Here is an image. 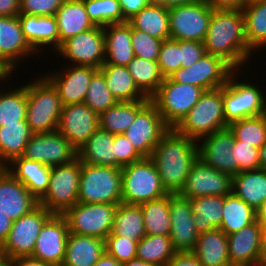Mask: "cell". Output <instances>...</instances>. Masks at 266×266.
<instances>
[{
    "mask_svg": "<svg viewBox=\"0 0 266 266\" xmlns=\"http://www.w3.org/2000/svg\"><path fill=\"white\" fill-rule=\"evenodd\" d=\"M163 187L176 194L183 188L193 164L199 158L198 142L170 128L150 156Z\"/></svg>",
    "mask_w": 266,
    "mask_h": 266,
    "instance_id": "1",
    "label": "cell"
},
{
    "mask_svg": "<svg viewBox=\"0 0 266 266\" xmlns=\"http://www.w3.org/2000/svg\"><path fill=\"white\" fill-rule=\"evenodd\" d=\"M208 54L223 58L236 71L252 57L242 10H213L203 41Z\"/></svg>",
    "mask_w": 266,
    "mask_h": 266,
    "instance_id": "2",
    "label": "cell"
},
{
    "mask_svg": "<svg viewBox=\"0 0 266 266\" xmlns=\"http://www.w3.org/2000/svg\"><path fill=\"white\" fill-rule=\"evenodd\" d=\"M27 83L26 122L33 133L57 131L62 103L54 86L43 76Z\"/></svg>",
    "mask_w": 266,
    "mask_h": 266,
    "instance_id": "3",
    "label": "cell"
},
{
    "mask_svg": "<svg viewBox=\"0 0 266 266\" xmlns=\"http://www.w3.org/2000/svg\"><path fill=\"white\" fill-rule=\"evenodd\" d=\"M228 127L223 109V87L205 91L182 121L174 128L197 142Z\"/></svg>",
    "mask_w": 266,
    "mask_h": 266,
    "instance_id": "4",
    "label": "cell"
},
{
    "mask_svg": "<svg viewBox=\"0 0 266 266\" xmlns=\"http://www.w3.org/2000/svg\"><path fill=\"white\" fill-rule=\"evenodd\" d=\"M78 202L120 204L122 169L81 162Z\"/></svg>",
    "mask_w": 266,
    "mask_h": 266,
    "instance_id": "5",
    "label": "cell"
},
{
    "mask_svg": "<svg viewBox=\"0 0 266 266\" xmlns=\"http://www.w3.org/2000/svg\"><path fill=\"white\" fill-rule=\"evenodd\" d=\"M122 202L140 205L168 195L150 157L122 168Z\"/></svg>",
    "mask_w": 266,
    "mask_h": 266,
    "instance_id": "6",
    "label": "cell"
},
{
    "mask_svg": "<svg viewBox=\"0 0 266 266\" xmlns=\"http://www.w3.org/2000/svg\"><path fill=\"white\" fill-rule=\"evenodd\" d=\"M204 92L199 86L180 84L166 77L150 100L157 107L164 123L169 128H175Z\"/></svg>",
    "mask_w": 266,
    "mask_h": 266,
    "instance_id": "7",
    "label": "cell"
},
{
    "mask_svg": "<svg viewBox=\"0 0 266 266\" xmlns=\"http://www.w3.org/2000/svg\"><path fill=\"white\" fill-rule=\"evenodd\" d=\"M81 161L51 167L49 187L39 204L52 214L63 215L78 202Z\"/></svg>",
    "mask_w": 266,
    "mask_h": 266,
    "instance_id": "8",
    "label": "cell"
},
{
    "mask_svg": "<svg viewBox=\"0 0 266 266\" xmlns=\"http://www.w3.org/2000/svg\"><path fill=\"white\" fill-rule=\"evenodd\" d=\"M237 72L223 86L224 117L228 125L243 118L266 113V96L263 95V90L244 80L239 83Z\"/></svg>",
    "mask_w": 266,
    "mask_h": 266,
    "instance_id": "9",
    "label": "cell"
},
{
    "mask_svg": "<svg viewBox=\"0 0 266 266\" xmlns=\"http://www.w3.org/2000/svg\"><path fill=\"white\" fill-rule=\"evenodd\" d=\"M118 204L77 202L63 216L70 233L106 239L111 233Z\"/></svg>",
    "mask_w": 266,
    "mask_h": 266,
    "instance_id": "10",
    "label": "cell"
},
{
    "mask_svg": "<svg viewBox=\"0 0 266 266\" xmlns=\"http://www.w3.org/2000/svg\"><path fill=\"white\" fill-rule=\"evenodd\" d=\"M212 12L204 0L168 8L170 38L203 42Z\"/></svg>",
    "mask_w": 266,
    "mask_h": 266,
    "instance_id": "11",
    "label": "cell"
},
{
    "mask_svg": "<svg viewBox=\"0 0 266 266\" xmlns=\"http://www.w3.org/2000/svg\"><path fill=\"white\" fill-rule=\"evenodd\" d=\"M235 71L223 58L205 53L197 62L189 67H180L169 78L207 91L223 87Z\"/></svg>",
    "mask_w": 266,
    "mask_h": 266,
    "instance_id": "12",
    "label": "cell"
},
{
    "mask_svg": "<svg viewBox=\"0 0 266 266\" xmlns=\"http://www.w3.org/2000/svg\"><path fill=\"white\" fill-rule=\"evenodd\" d=\"M52 215L50 211L39 204L28 214L14 220L1 249L11 260L32 256L41 228Z\"/></svg>",
    "mask_w": 266,
    "mask_h": 266,
    "instance_id": "13",
    "label": "cell"
},
{
    "mask_svg": "<svg viewBox=\"0 0 266 266\" xmlns=\"http://www.w3.org/2000/svg\"><path fill=\"white\" fill-rule=\"evenodd\" d=\"M70 65L92 66L100 69L105 58V37L103 27L94 26L64 41L55 51Z\"/></svg>",
    "mask_w": 266,
    "mask_h": 266,
    "instance_id": "14",
    "label": "cell"
},
{
    "mask_svg": "<svg viewBox=\"0 0 266 266\" xmlns=\"http://www.w3.org/2000/svg\"><path fill=\"white\" fill-rule=\"evenodd\" d=\"M21 157L53 167L75 160L77 150L58 131L33 133Z\"/></svg>",
    "mask_w": 266,
    "mask_h": 266,
    "instance_id": "15",
    "label": "cell"
},
{
    "mask_svg": "<svg viewBox=\"0 0 266 266\" xmlns=\"http://www.w3.org/2000/svg\"><path fill=\"white\" fill-rule=\"evenodd\" d=\"M169 129L157 107L150 101L123 134L142 157H150L161 137Z\"/></svg>",
    "mask_w": 266,
    "mask_h": 266,
    "instance_id": "16",
    "label": "cell"
},
{
    "mask_svg": "<svg viewBox=\"0 0 266 266\" xmlns=\"http://www.w3.org/2000/svg\"><path fill=\"white\" fill-rule=\"evenodd\" d=\"M232 185V176L215 170L198 158L178 194L188 199L209 195L224 197L232 193Z\"/></svg>",
    "mask_w": 266,
    "mask_h": 266,
    "instance_id": "17",
    "label": "cell"
},
{
    "mask_svg": "<svg viewBox=\"0 0 266 266\" xmlns=\"http://www.w3.org/2000/svg\"><path fill=\"white\" fill-rule=\"evenodd\" d=\"M69 233L66 218L53 214L42 226L31 257L51 266H61Z\"/></svg>",
    "mask_w": 266,
    "mask_h": 266,
    "instance_id": "18",
    "label": "cell"
},
{
    "mask_svg": "<svg viewBox=\"0 0 266 266\" xmlns=\"http://www.w3.org/2000/svg\"><path fill=\"white\" fill-rule=\"evenodd\" d=\"M99 128V115L84 102L62 107L57 131L78 151Z\"/></svg>",
    "mask_w": 266,
    "mask_h": 266,
    "instance_id": "19",
    "label": "cell"
},
{
    "mask_svg": "<svg viewBox=\"0 0 266 266\" xmlns=\"http://www.w3.org/2000/svg\"><path fill=\"white\" fill-rule=\"evenodd\" d=\"M199 141H202L198 142L199 158L205 164L232 177L239 173V167L234 162L232 154L235 137L229 127L205 136Z\"/></svg>",
    "mask_w": 266,
    "mask_h": 266,
    "instance_id": "20",
    "label": "cell"
},
{
    "mask_svg": "<svg viewBox=\"0 0 266 266\" xmlns=\"http://www.w3.org/2000/svg\"><path fill=\"white\" fill-rule=\"evenodd\" d=\"M60 70L61 72L44 74V77L57 90L62 105L83 103L88 85L99 69L92 66L67 65L66 68Z\"/></svg>",
    "mask_w": 266,
    "mask_h": 266,
    "instance_id": "21",
    "label": "cell"
},
{
    "mask_svg": "<svg viewBox=\"0 0 266 266\" xmlns=\"http://www.w3.org/2000/svg\"><path fill=\"white\" fill-rule=\"evenodd\" d=\"M170 239L176 252H192L197 242L194 214L188 198L169 193Z\"/></svg>",
    "mask_w": 266,
    "mask_h": 266,
    "instance_id": "22",
    "label": "cell"
},
{
    "mask_svg": "<svg viewBox=\"0 0 266 266\" xmlns=\"http://www.w3.org/2000/svg\"><path fill=\"white\" fill-rule=\"evenodd\" d=\"M39 201L5 167H0V208L13 221L28 214Z\"/></svg>",
    "mask_w": 266,
    "mask_h": 266,
    "instance_id": "23",
    "label": "cell"
},
{
    "mask_svg": "<svg viewBox=\"0 0 266 266\" xmlns=\"http://www.w3.org/2000/svg\"><path fill=\"white\" fill-rule=\"evenodd\" d=\"M263 231L255 221L227 235L229 260L232 266H257L262 249Z\"/></svg>",
    "mask_w": 266,
    "mask_h": 266,
    "instance_id": "24",
    "label": "cell"
},
{
    "mask_svg": "<svg viewBox=\"0 0 266 266\" xmlns=\"http://www.w3.org/2000/svg\"><path fill=\"white\" fill-rule=\"evenodd\" d=\"M35 51L26 41L18 16H0V59L15 71L22 57ZM15 69V70H14Z\"/></svg>",
    "mask_w": 266,
    "mask_h": 266,
    "instance_id": "25",
    "label": "cell"
},
{
    "mask_svg": "<svg viewBox=\"0 0 266 266\" xmlns=\"http://www.w3.org/2000/svg\"><path fill=\"white\" fill-rule=\"evenodd\" d=\"M18 17L23 35L36 54L41 52L45 46L55 49V53L59 48V33L55 16L19 14Z\"/></svg>",
    "mask_w": 266,
    "mask_h": 266,
    "instance_id": "26",
    "label": "cell"
},
{
    "mask_svg": "<svg viewBox=\"0 0 266 266\" xmlns=\"http://www.w3.org/2000/svg\"><path fill=\"white\" fill-rule=\"evenodd\" d=\"M5 168L39 201L49 187L51 167L24 157L15 158Z\"/></svg>",
    "mask_w": 266,
    "mask_h": 266,
    "instance_id": "27",
    "label": "cell"
},
{
    "mask_svg": "<svg viewBox=\"0 0 266 266\" xmlns=\"http://www.w3.org/2000/svg\"><path fill=\"white\" fill-rule=\"evenodd\" d=\"M105 37L104 64L127 66L134 58L131 25L128 22L103 27Z\"/></svg>",
    "mask_w": 266,
    "mask_h": 266,
    "instance_id": "28",
    "label": "cell"
},
{
    "mask_svg": "<svg viewBox=\"0 0 266 266\" xmlns=\"http://www.w3.org/2000/svg\"><path fill=\"white\" fill-rule=\"evenodd\" d=\"M104 252V239L69 233L61 266H93Z\"/></svg>",
    "mask_w": 266,
    "mask_h": 266,
    "instance_id": "29",
    "label": "cell"
},
{
    "mask_svg": "<svg viewBox=\"0 0 266 266\" xmlns=\"http://www.w3.org/2000/svg\"><path fill=\"white\" fill-rule=\"evenodd\" d=\"M114 134L98 128L77 151V158L85 164L122 168L116 160Z\"/></svg>",
    "mask_w": 266,
    "mask_h": 266,
    "instance_id": "30",
    "label": "cell"
},
{
    "mask_svg": "<svg viewBox=\"0 0 266 266\" xmlns=\"http://www.w3.org/2000/svg\"><path fill=\"white\" fill-rule=\"evenodd\" d=\"M54 16L59 33V47L69 38L94 27L82 0H65Z\"/></svg>",
    "mask_w": 266,
    "mask_h": 266,
    "instance_id": "31",
    "label": "cell"
},
{
    "mask_svg": "<svg viewBox=\"0 0 266 266\" xmlns=\"http://www.w3.org/2000/svg\"><path fill=\"white\" fill-rule=\"evenodd\" d=\"M192 253L204 266H232L227 235L219 228L199 234Z\"/></svg>",
    "mask_w": 266,
    "mask_h": 266,
    "instance_id": "32",
    "label": "cell"
},
{
    "mask_svg": "<svg viewBox=\"0 0 266 266\" xmlns=\"http://www.w3.org/2000/svg\"><path fill=\"white\" fill-rule=\"evenodd\" d=\"M232 192L256 211L266 200V170L259 168L236 174Z\"/></svg>",
    "mask_w": 266,
    "mask_h": 266,
    "instance_id": "33",
    "label": "cell"
},
{
    "mask_svg": "<svg viewBox=\"0 0 266 266\" xmlns=\"http://www.w3.org/2000/svg\"><path fill=\"white\" fill-rule=\"evenodd\" d=\"M150 101H118L99 115V128L114 135L123 134Z\"/></svg>",
    "mask_w": 266,
    "mask_h": 266,
    "instance_id": "34",
    "label": "cell"
},
{
    "mask_svg": "<svg viewBox=\"0 0 266 266\" xmlns=\"http://www.w3.org/2000/svg\"><path fill=\"white\" fill-rule=\"evenodd\" d=\"M110 93L117 101L150 100L135 85L127 66L103 64L99 69Z\"/></svg>",
    "mask_w": 266,
    "mask_h": 266,
    "instance_id": "35",
    "label": "cell"
},
{
    "mask_svg": "<svg viewBox=\"0 0 266 266\" xmlns=\"http://www.w3.org/2000/svg\"><path fill=\"white\" fill-rule=\"evenodd\" d=\"M32 134L26 120L0 127V167L22 156Z\"/></svg>",
    "mask_w": 266,
    "mask_h": 266,
    "instance_id": "36",
    "label": "cell"
},
{
    "mask_svg": "<svg viewBox=\"0 0 266 266\" xmlns=\"http://www.w3.org/2000/svg\"><path fill=\"white\" fill-rule=\"evenodd\" d=\"M128 23L132 28L144 31L160 40L170 38L168 8L154 1L141 9Z\"/></svg>",
    "mask_w": 266,
    "mask_h": 266,
    "instance_id": "37",
    "label": "cell"
},
{
    "mask_svg": "<svg viewBox=\"0 0 266 266\" xmlns=\"http://www.w3.org/2000/svg\"><path fill=\"white\" fill-rule=\"evenodd\" d=\"M193 223L199 234L219 228L222 222L224 197L201 196L189 199Z\"/></svg>",
    "mask_w": 266,
    "mask_h": 266,
    "instance_id": "38",
    "label": "cell"
},
{
    "mask_svg": "<svg viewBox=\"0 0 266 266\" xmlns=\"http://www.w3.org/2000/svg\"><path fill=\"white\" fill-rule=\"evenodd\" d=\"M109 235H119L138 242L145 234L143 212L140 205L118 204Z\"/></svg>",
    "mask_w": 266,
    "mask_h": 266,
    "instance_id": "39",
    "label": "cell"
},
{
    "mask_svg": "<svg viewBox=\"0 0 266 266\" xmlns=\"http://www.w3.org/2000/svg\"><path fill=\"white\" fill-rule=\"evenodd\" d=\"M256 221V211L233 192L224 196L222 222L219 227L226 235L239 231Z\"/></svg>",
    "mask_w": 266,
    "mask_h": 266,
    "instance_id": "40",
    "label": "cell"
},
{
    "mask_svg": "<svg viewBox=\"0 0 266 266\" xmlns=\"http://www.w3.org/2000/svg\"><path fill=\"white\" fill-rule=\"evenodd\" d=\"M242 12L248 47L253 53L266 49V0L246 4Z\"/></svg>",
    "mask_w": 266,
    "mask_h": 266,
    "instance_id": "41",
    "label": "cell"
},
{
    "mask_svg": "<svg viewBox=\"0 0 266 266\" xmlns=\"http://www.w3.org/2000/svg\"><path fill=\"white\" fill-rule=\"evenodd\" d=\"M135 85L147 97L151 98L165 79L157 61L134 56L127 65Z\"/></svg>",
    "mask_w": 266,
    "mask_h": 266,
    "instance_id": "42",
    "label": "cell"
},
{
    "mask_svg": "<svg viewBox=\"0 0 266 266\" xmlns=\"http://www.w3.org/2000/svg\"><path fill=\"white\" fill-rule=\"evenodd\" d=\"M143 212L145 234L170 236L169 194L140 204Z\"/></svg>",
    "mask_w": 266,
    "mask_h": 266,
    "instance_id": "43",
    "label": "cell"
},
{
    "mask_svg": "<svg viewBox=\"0 0 266 266\" xmlns=\"http://www.w3.org/2000/svg\"><path fill=\"white\" fill-rule=\"evenodd\" d=\"M175 254L170 236L145 235L137 244L136 258L157 266H165Z\"/></svg>",
    "mask_w": 266,
    "mask_h": 266,
    "instance_id": "44",
    "label": "cell"
},
{
    "mask_svg": "<svg viewBox=\"0 0 266 266\" xmlns=\"http://www.w3.org/2000/svg\"><path fill=\"white\" fill-rule=\"evenodd\" d=\"M3 92L0 89V127L26 120L27 85Z\"/></svg>",
    "mask_w": 266,
    "mask_h": 266,
    "instance_id": "45",
    "label": "cell"
},
{
    "mask_svg": "<svg viewBox=\"0 0 266 266\" xmlns=\"http://www.w3.org/2000/svg\"><path fill=\"white\" fill-rule=\"evenodd\" d=\"M236 140L261 148L266 143V113L243 118L228 125Z\"/></svg>",
    "mask_w": 266,
    "mask_h": 266,
    "instance_id": "46",
    "label": "cell"
},
{
    "mask_svg": "<svg viewBox=\"0 0 266 266\" xmlns=\"http://www.w3.org/2000/svg\"><path fill=\"white\" fill-rule=\"evenodd\" d=\"M94 26L124 23L119 0H82Z\"/></svg>",
    "mask_w": 266,
    "mask_h": 266,
    "instance_id": "47",
    "label": "cell"
},
{
    "mask_svg": "<svg viewBox=\"0 0 266 266\" xmlns=\"http://www.w3.org/2000/svg\"><path fill=\"white\" fill-rule=\"evenodd\" d=\"M117 99L107 88L104 74L98 70L88 85L84 103L100 115L117 103Z\"/></svg>",
    "mask_w": 266,
    "mask_h": 266,
    "instance_id": "48",
    "label": "cell"
},
{
    "mask_svg": "<svg viewBox=\"0 0 266 266\" xmlns=\"http://www.w3.org/2000/svg\"><path fill=\"white\" fill-rule=\"evenodd\" d=\"M131 43L134 56L157 61L163 40L131 27Z\"/></svg>",
    "mask_w": 266,
    "mask_h": 266,
    "instance_id": "49",
    "label": "cell"
},
{
    "mask_svg": "<svg viewBox=\"0 0 266 266\" xmlns=\"http://www.w3.org/2000/svg\"><path fill=\"white\" fill-rule=\"evenodd\" d=\"M157 63L164 78L177 71L181 67V40H164Z\"/></svg>",
    "mask_w": 266,
    "mask_h": 266,
    "instance_id": "50",
    "label": "cell"
},
{
    "mask_svg": "<svg viewBox=\"0 0 266 266\" xmlns=\"http://www.w3.org/2000/svg\"><path fill=\"white\" fill-rule=\"evenodd\" d=\"M104 241L105 252L121 264L136 258L138 242L119 235H108Z\"/></svg>",
    "mask_w": 266,
    "mask_h": 266,
    "instance_id": "51",
    "label": "cell"
},
{
    "mask_svg": "<svg viewBox=\"0 0 266 266\" xmlns=\"http://www.w3.org/2000/svg\"><path fill=\"white\" fill-rule=\"evenodd\" d=\"M232 154L234 162L239 167V173L260 168L259 149L252 144L235 139Z\"/></svg>",
    "mask_w": 266,
    "mask_h": 266,
    "instance_id": "52",
    "label": "cell"
},
{
    "mask_svg": "<svg viewBox=\"0 0 266 266\" xmlns=\"http://www.w3.org/2000/svg\"><path fill=\"white\" fill-rule=\"evenodd\" d=\"M65 0H19V14L54 16Z\"/></svg>",
    "mask_w": 266,
    "mask_h": 266,
    "instance_id": "53",
    "label": "cell"
},
{
    "mask_svg": "<svg viewBox=\"0 0 266 266\" xmlns=\"http://www.w3.org/2000/svg\"><path fill=\"white\" fill-rule=\"evenodd\" d=\"M113 145H114L116 160L122 166L132 164L143 158L136 151L131 141L128 140L124 134H115Z\"/></svg>",
    "mask_w": 266,
    "mask_h": 266,
    "instance_id": "54",
    "label": "cell"
},
{
    "mask_svg": "<svg viewBox=\"0 0 266 266\" xmlns=\"http://www.w3.org/2000/svg\"><path fill=\"white\" fill-rule=\"evenodd\" d=\"M205 46L200 41L181 40V67H189L204 54Z\"/></svg>",
    "mask_w": 266,
    "mask_h": 266,
    "instance_id": "55",
    "label": "cell"
},
{
    "mask_svg": "<svg viewBox=\"0 0 266 266\" xmlns=\"http://www.w3.org/2000/svg\"><path fill=\"white\" fill-rule=\"evenodd\" d=\"M153 0H119L124 23L133 18L141 9L152 3Z\"/></svg>",
    "mask_w": 266,
    "mask_h": 266,
    "instance_id": "56",
    "label": "cell"
},
{
    "mask_svg": "<svg viewBox=\"0 0 266 266\" xmlns=\"http://www.w3.org/2000/svg\"><path fill=\"white\" fill-rule=\"evenodd\" d=\"M165 266H204L192 252H176Z\"/></svg>",
    "mask_w": 266,
    "mask_h": 266,
    "instance_id": "57",
    "label": "cell"
},
{
    "mask_svg": "<svg viewBox=\"0 0 266 266\" xmlns=\"http://www.w3.org/2000/svg\"><path fill=\"white\" fill-rule=\"evenodd\" d=\"M213 10H242L246 0H204Z\"/></svg>",
    "mask_w": 266,
    "mask_h": 266,
    "instance_id": "58",
    "label": "cell"
},
{
    "mask_svg": "<svg viewBox=\"0 0 266 266\" xmlns=\"http://www.w3.org/2000/svg\"><path fill=\"white\" fill-rule=\"evenodd\" d=\"M19 0H0V16H18Z\"/></svg>",
    "mask_w": 266,
    "mask_h": 266,
    "instance_id": "59",
    "label": "cell"
},
{
    "mask_svg": "<svg viewBox=\"0 0 266 266\" xmlns=\"http://www.w3.org/2000/svg\"><path fill=\"white\" fill-rule=\"evenodd\" d=\"M12 223L13 220L10 219L0 208V246L7 239Z\"/></svg>",
    "mask_w": 266,
    "mask_h": 266,
    "instance_id": "60",
    "label": "cell"
},
{
    "mask_svg": "<svg viewBox=\"0 0 266 266\" xmlns=\"http://www.w3.org/2000/svg\"><path fill=\"white\" fill-rule=\"evenodd\" d=\"M11 266H51L31 256L18 257L11 260Z\"/></svg>",
    "mask_w": 266,
    "mask_h": 266,
    "instance_id": "61",
    "label": "cell"
},
{
    "mask_svg": "<svg viewBox=\"0 0 266 266\" xmlns=\"http://www.w3.org/2000/svg\"><path fill=\"white\" fill-rule=\"evenodd\" d=\"M93 266H122V264L116 258L104 252Z\"/></svg>",
    "mask_w": 266,
    "mask_h": 266,
    "instance_id": "62",
    "label": "cell"
},
{
    "mask_svg": "<svg viewBox=\"0 0 266 266\" xmlns=\"http://www.w3.org/2000/svg\"><path fill=\"white\" fill-rule=\"evenodd\" d=\"M153 1L164 6L165 8H171L175 6H181L184 4L193 3L198 0H153Z\"/></svg>",
    "mask_w": 266,
    "mask_h": 266,
    "instance_id": "63",
    "label": "cell"
},
{
    "mask_svg": "<svg viewBox=\"0 0 266 266\" xmlns=\"http://www.w3.org/2000/svg\"><path fill=\"white\" fill-rule=\"evenodd\" d=\"M256 221L263 230H266V200L256 210Z\"/></svg>",
    "mask_w": 266,
    "mask_h": 266,
    "instance_id": "64",
    "label": "cell"
},
{
    "mask_svg": "<svg viewBox=\"0 0 266 266\" xmlns=\"http://www.w3.org/2000/svg\"><path fill=\"white\" fill-rule=\"evenodd\" d=\"M257 266H266V230L263 231L262 249Z\"/></svg>",
    "mask_w": 266,
    "mask_h": 266,
    "instance_id": "65",
    "label": "cell"
},
{
    "mask_svg": "<svg viewBox=\"0 0 266 266\" xmlns=\"http://www.w3.org/2000/svg\"><path fill=\"white\" fill-rule=\"evenodd\" d=\"M122 266H157V265L148 263L138 258H134L128 262L123 263Z\"/></svg>",
    "mask_w": 266,
    "mask_h": 266,
    "instance_id": "66",
    "label": "cell"
},
{
    "mask_svg": "<svg viewBox=\"0 0 266 266\" xmlns=\"http://www.w3.org/2000/svg\"><path fill=\"white\" fill-rule=\"evenodd\" d=\"M12 70L0 59V78H11Z\"/></svg>",
    "mask_w": 266,
    "mask_h": 266,
    "instance_id": "67",
    "label": "cell"
},
{
    "mask_svg": "<svg viewBox=\"0 0 266 266\" xmlns=\"http://www.w3.org/2000/svg\"><path fill=\"white\" fill-rule=\"evenodd\" d=\"M260 168L266 170V143L259 148Z\"/></svg>",
    "mask_w": 266,
    "mask_h": 266,
    "instance_id": "68",
    "label": "cell"
},
{
    "mask_svg": "<svg viewBox=\"0 0 266 266\" xmlns=\"http://www.w3.org/2000/svg\"><path fill=\"white\" fill-rule=\"evenodd\" d=\"M0 266H11V259L1 249V246H0Z\"/></svg>",
    "mask_w": 266,
    "mask_h": 266,
    "instance_id": "69",
    "label": "cell"
},
{
    "mask_svg": "<svg viewBox=\"0 0 266 266\" xmlns=\"http://www.w3.org/2000/svg\"><path fill=\"white\" fill-rule=\"evenodd\" d=\"M259 1H264V0H246V4H251Z\"/></svg>",
    "mask_w": 266,
    "mask_h": 266,
    "instance_id": "70",
    "label": "cell"
}]
</instances>
